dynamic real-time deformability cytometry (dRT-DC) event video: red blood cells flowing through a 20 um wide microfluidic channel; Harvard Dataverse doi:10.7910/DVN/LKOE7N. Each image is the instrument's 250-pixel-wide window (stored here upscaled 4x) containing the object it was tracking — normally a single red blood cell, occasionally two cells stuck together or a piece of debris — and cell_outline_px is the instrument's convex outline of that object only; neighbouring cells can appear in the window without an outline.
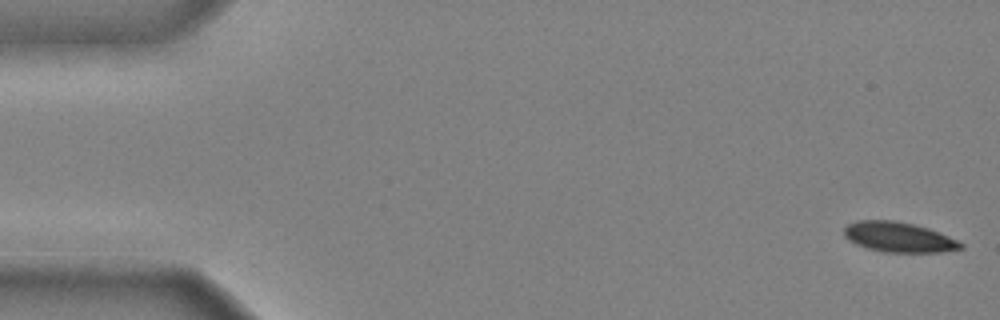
{"species": "common noctule bat (a hibernating species)", "species_latin": "Nyctalus noctula", "temperature_condition": "cold", "stored_images_in_passage": 48, "camera_frame_rate_fps": 3000, "um_per_image_px": 0.085, "animal": {"sex": "male", "body_mass_g": 20.4}, "frame": {"image": 1, "passage_image": 1, "time_ms": 0.0, "image_size_px": [1000, 320], "cell_outline_px": [[964, 248], [940, 252], [884, 252], [868, 248], [856, 244], [848, 240], [844, 236], [844, 228], [848, 224], [856, 220], [892, 220], [912, 224], [928, 228], [948, 236], [964, 244]], "centroid_in_image_um": [76.37, 20.15], "position_along_channel_um": 8.6, "area_um2": 20.35}}
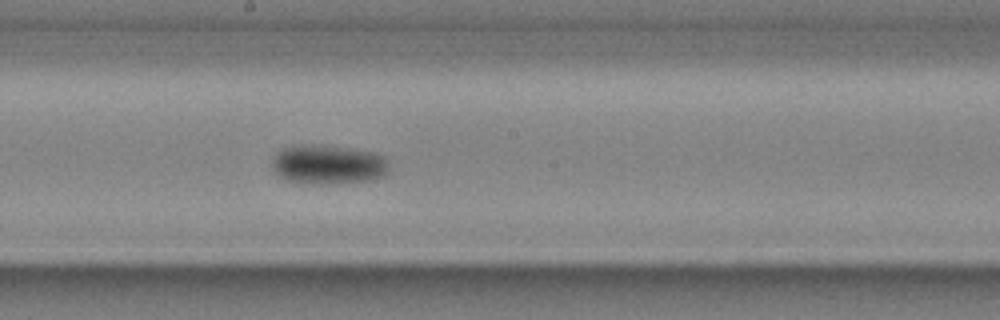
{"frame": {"image": 2, "passage_image": 27, "time_ms": 8.667, "image_size_px": [1000, 320], "cell_outline_px": [[388, 176], [372, 180], [328, 184], [320, 184], [288, 180], [280, 176], [272, 168], [272, 160], [276, 152], [284, 148], [300, 144], [320, 144], [352, 148], [376, 152], [384, 156], [388, 160]], "centroid_in_image_um": [27.95, 13.96], "position_along_channel_um": 220.2, "area_um2": 27.28}}
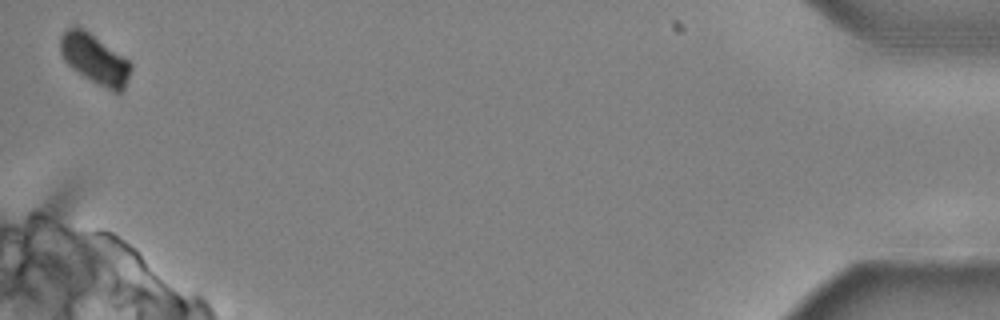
{"frame": {"image": 3, "passage_image": 48, "time_ms": 15.667, "image_size_px": [1000, 320], "cell_outline_px": [[132, 68], [128, 80], [124, 88], [120, 92], [112, 92], [84, 76], [72, 68], [64, 60], [60, 52], [60, 36], [68, 28], [80, 28], [88, 32], [128, 60], [132, 64]], "centroid_in_image_um": [8.06, 5.06], "position_along_channel_um": 427.1, "area_um2": 19.94}, "authors_computed_cell_mechanics": {"area_um2": 22.7154, "velocity_mm_per_s": 3.9376, "shape_relaxation_time_tau1_ms": 3.6697, "shape_relaxation_time_tau2_ms": null, "deformation_change_tau1": 0.1468, "deformation_change_tau2": null}}